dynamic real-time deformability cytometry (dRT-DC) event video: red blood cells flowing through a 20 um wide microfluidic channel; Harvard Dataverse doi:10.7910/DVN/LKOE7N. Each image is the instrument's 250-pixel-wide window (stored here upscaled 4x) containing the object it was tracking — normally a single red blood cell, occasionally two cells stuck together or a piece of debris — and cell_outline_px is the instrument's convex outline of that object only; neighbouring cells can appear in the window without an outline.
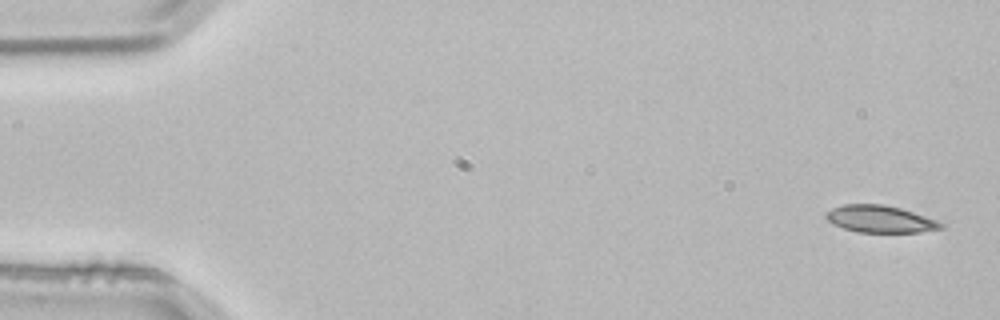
{"species": "common noctule bat (a hibernating species)", "species_latin": "Nyctalus noctula", "temperature_condition": "room temperature", "stored_images_in_passage": 4, "camera_frame_rate_fps": 3000, "um_per_image_px": 0.085, "animal": {"sex": "male", "body_mass_g": 21.5, "forearm_length_mm": 52.0}, "frame": {"image": 1, "passage_image": 1, "time_ms": 0.0, "image_size_px": [1000, 320], "cell_outline_px": [[944, 228], [920, 232], [856, 232], [832, 224], [824, 216], [824, 212], [832, 208], [844, 204], [884, 204], [900, 208], [936, 220], [944, 224]], "centroid_in_image_um": [74.77, 18.62], "position_along_channel_um": 10.2, "area_um2": 18.15}}
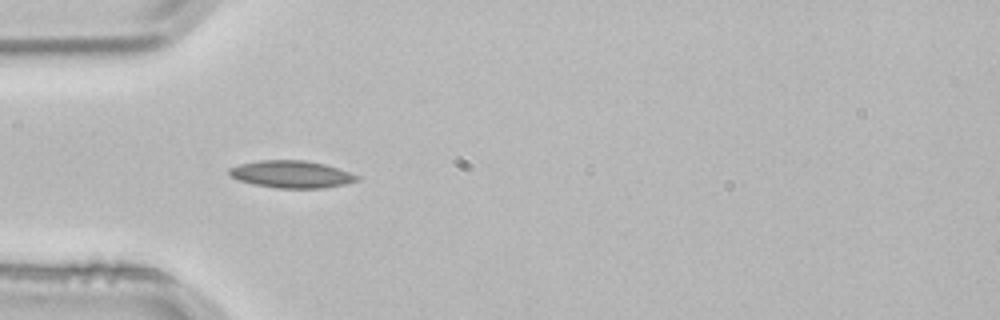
{"frame": {"image": 2, "passage_image": 4, "time_ms": 1.0, "image_size_px": [1000, 320], "cell_outline_px": [[360, 180], [344, 184], [324, 188], [276, 188], [252, 184], [236, 180], [228, 176], [228, 168], [240, 164], [260, 160], [304, 160], [324, 164], [360, 176]], "centroid_in_image_um": [24.72, 14.82], "position_along_channel_um": 60.3, "area_um2": 20.4}}